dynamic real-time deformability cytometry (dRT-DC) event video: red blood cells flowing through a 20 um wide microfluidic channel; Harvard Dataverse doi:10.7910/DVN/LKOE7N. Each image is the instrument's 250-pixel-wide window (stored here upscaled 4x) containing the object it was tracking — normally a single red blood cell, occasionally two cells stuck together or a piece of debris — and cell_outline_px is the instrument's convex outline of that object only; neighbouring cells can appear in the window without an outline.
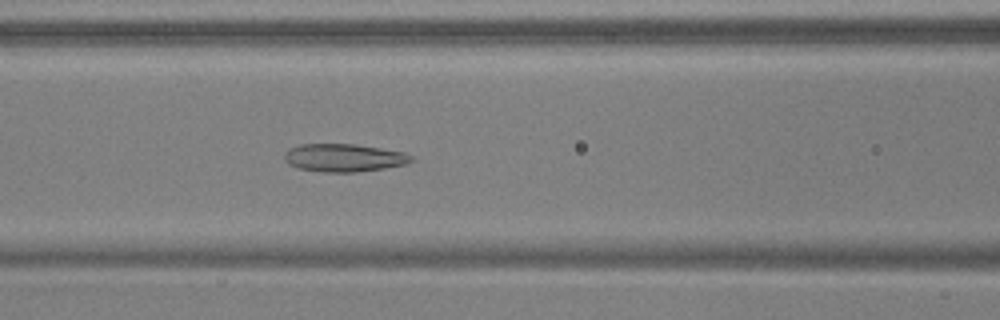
{"species": "common noctule bat (a hibernating species)", "species_latin": "Nyctalus noctula", "temperature_condition": "warm", "stored_images_in_passage": 28, "camera_frame_rate_fps": 3000, "um_per_image_px": 0.085, "animal": {"sex": "male", "body_mass_g": 17.9, "forearm_length_mm": 54.2}, "frame": {"image": 1, "passage_image": 13, "time_ms": 4.0, "image_size_px": [1000, 320], "cell_outline_px": [[416, 160], [408, 164], [384, 168], [356, 172], [324, 172], [300, 168], [288, 164], [284, 160], [284, 152], [300, 144], [356, 144], [404, 152], [412, 156]], "centroid_in_image_um": [29.27, 13.41], "position_along_channel_um": 137.3, "area_um2": 20.69}}
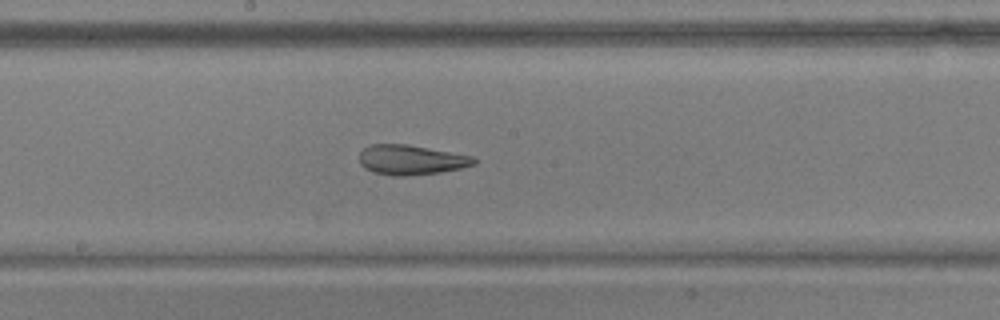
{"frame": {"image": 2, "passage_image": 19, "time_ms": 6.0, "image_size_px": [1000, 320], "cell_outline_px": [[476, 164], [460, 168], [440, 172], [408, 176], [392, 176], [372, 172], [364, 168], [360, 164], [360, 152], [364, 148], [372, 144], [408, 144], [472, 156], [476, 160]], "centroid_in_image_um": [34.91, 13.59], "position_along_channel_um": 213.3, "area_um2": 19.94}}
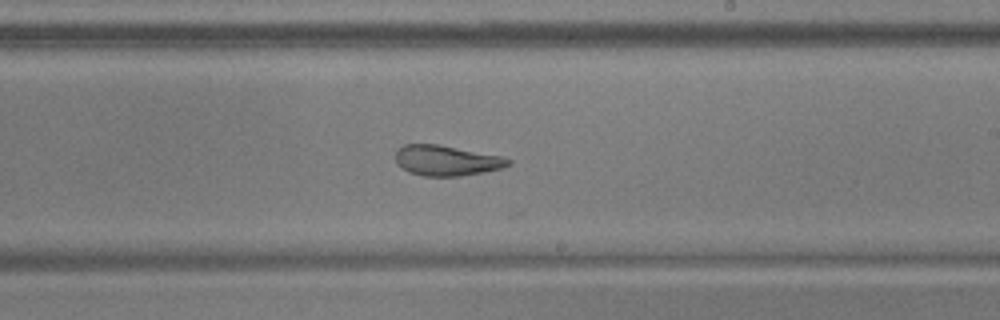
{"frame": {"image": 3, "passage_image": 22, "time_ms": 7.0, "image_size_px": [1000, 320], "cell_outline_px": [[512, 164], [500, 168], [484, 172], [460, 176], [424, 176], [408, 172], [396, 160], [396, 148], [404, 144], [436, 144], [500, 156], [512, 160]], "centroid_in_image_um": [37.94, 13.64], "position_along_channel_um": 251.1, "area_um2": 19.71}}